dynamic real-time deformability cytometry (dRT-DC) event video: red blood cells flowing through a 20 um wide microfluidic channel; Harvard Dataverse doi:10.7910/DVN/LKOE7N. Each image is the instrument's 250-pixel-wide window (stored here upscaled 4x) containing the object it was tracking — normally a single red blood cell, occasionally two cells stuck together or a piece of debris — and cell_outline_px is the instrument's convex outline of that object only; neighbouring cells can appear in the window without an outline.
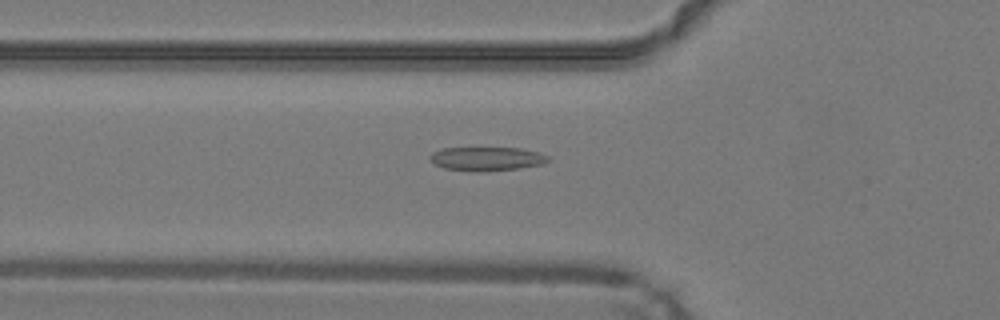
{"species": "common noctule bat (a hibernating species)", "species_latin": "Nyctalus noctula", "temperature_condition": "warm", "stored_images_in_passage": 38, "camera_frame_rate_fps": 3000, "um_per_image_px": 0.085, "animal": {"sex": "male", "body_mass_g": 19.2, "forearm_length_mm": 51.8}, "frame": {"image": 1, "passage_image": 8, "time_ms": 2.333, "image_size_px": [1000, 320], "cell_outline_px": [[548, 160], [540, 164], [520, 168], [476, 172], [444, 168], [436, 164], [428, 156], [432, 152], [444, 148], [520, 148], [540, 152], [548, 156]], "centroid_in_image_um": [41.36, 13.49], "position_along_channel_um": 84.4, "area_um2": 16.24}}
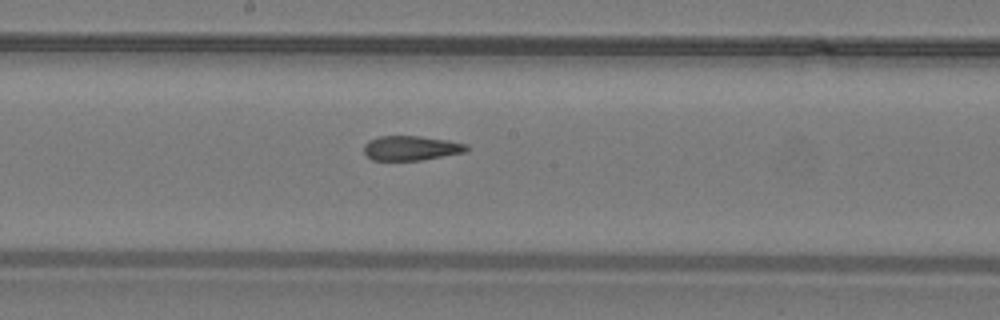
{"frame": {"image": 2, "passage_image": 17, "time_ms": 5.333, "image_size_px": [1000, 320], "cell_outline_px": [[468, 148], [464, 152], [420, 160], [372, 160], [364, 152], [364, 144], [368, 140], [376, 136], [420, 136], [448, 140], [468, 144]], "centroid_in_image_um": [34.91, 12.57], "position_along_channel_um": 213.3, "area_um2": 14.68}}
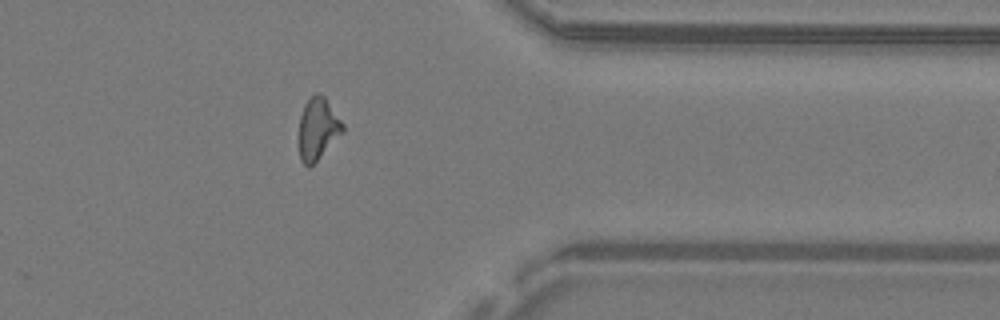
{"frame": {"image": 3, "passage_image": 30, "time_ms": 9.667, "image_size_px": [1000, 320], "cell_outline_px": [[344, 132], [308, 168], [300, 160], [300, 116], [304, 104], [316, 92], [320, 92], [324, 96], [344, 124]], "centroid_in_image_um": [27.03, 10.92], "position_along_channel_um": 384.4, "area_um2": 15.55}}